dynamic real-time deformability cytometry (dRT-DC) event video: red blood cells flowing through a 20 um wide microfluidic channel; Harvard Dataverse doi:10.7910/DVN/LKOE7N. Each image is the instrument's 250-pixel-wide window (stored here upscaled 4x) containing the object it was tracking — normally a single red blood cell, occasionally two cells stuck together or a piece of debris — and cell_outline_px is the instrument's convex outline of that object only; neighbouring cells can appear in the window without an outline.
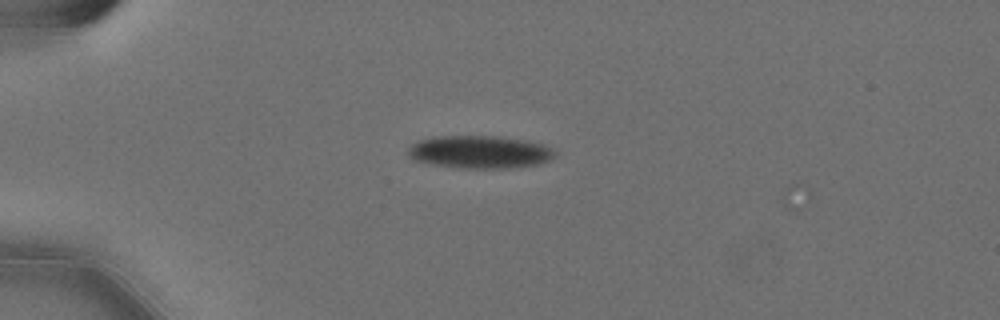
{"species": "Egyptian fruit bat (a non-hibernating species)", "species_latin": "Rousettus aegyptiacus", "temperature_condition": "cold", "stored_images_in_passage": 3, "camera_frame_rate_fps": 3000, "um_per_image_px": 0.085, "animal": {"sex": "female"}, "frame": {"image": 1, "passage_image": 1, "time_ms": 0.0, "image_size_px": [1000, 320], "cell_outline_px": [[556, 156], [540, 164], [516, 168], [456, 168], [428, 164], [416, 160], [408, 156], [408, 148], [416, 140], [436, 136], [492, 136], [528, 140], [544, 144], [556, 152]], "centroid_in_image_um": [40.77, 12.92], "position_along_channel_um": 44.2, "area_um2": 28.44}}